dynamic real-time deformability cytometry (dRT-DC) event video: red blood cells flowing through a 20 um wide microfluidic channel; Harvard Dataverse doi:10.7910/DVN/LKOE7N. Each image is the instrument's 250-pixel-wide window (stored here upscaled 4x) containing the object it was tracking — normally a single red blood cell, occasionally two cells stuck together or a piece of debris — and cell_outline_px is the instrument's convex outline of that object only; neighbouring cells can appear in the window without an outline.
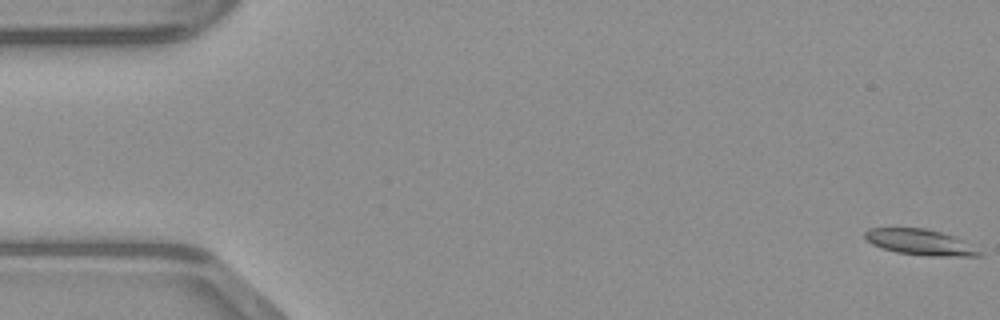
{"species": "common noctule bat (a hibernating species)", "species_latin": "Nyctalus noctula", "temperature_condition": "warm", "stored_images_in_passage": 49, "camera_frame_rate_fps": 3000, "um_per_image_px": 0.085, "animal": {"sex": "male", "body_mass_g": 23.1, "forearm_length_mm": 52.7}, "frame": {"image": 1, "passage_image": 1, "time_ms": 0.0, "image_size_px": [1000, 320], "cell_outline_px": [[984, 256], [928, 256], [896, 252], [872, 244], [864, 236], [864, 232], [868, 228], [924, 228], [940, 232], [964, 240], [984, 252]], "centroid_in_image_um": [78.27, 20.59], "position_along_channel_um": 6.7, "area_um2": 17.22}}
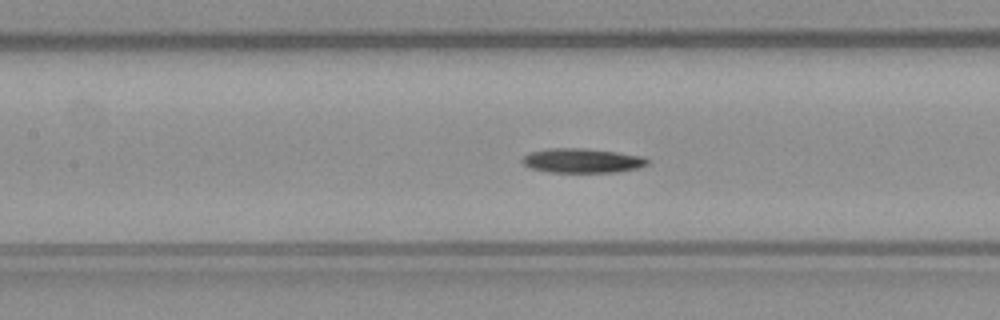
{"frame": {"image": 2, "passage_image": 22, "time_ms": 7.0, "image_size_px": [1000, 320], "cell_outline_px": [[648, 164], [640, 168], [616, 172], [548, 172], [528, 168], [520, 160], [528, 152], [548, 148], [584, 148], [616, 152], [644, 156], [648, 160]], "centroid_in_image_um": [49.46, 13.65], "position_along_channel_um": 157.9, "area_um2": 18.03}}
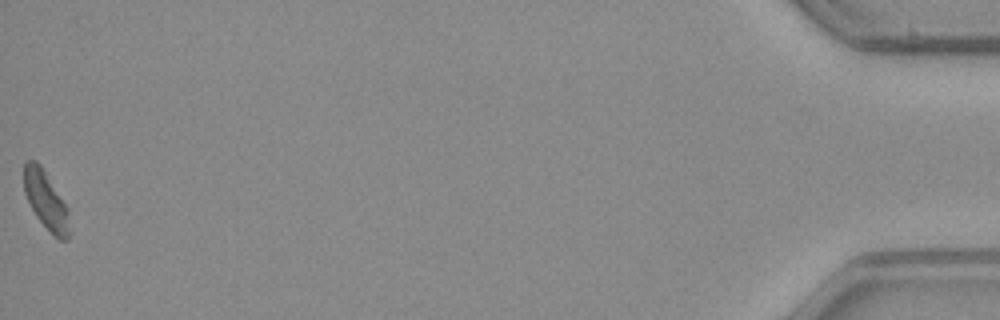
{"frame": {"image": 3, "passage_image": 49, "time_ms": 16.0, "image_size_px": [1000, 320], "cell_outline_px": [[72, 232], [68, 240], [60, 240], [36, 216], [24, 192], [24, 160], [36, 160], [44, 168], [68, 208]], "centroid_in_image_um": [3.94, 17.01], "position_along_channel_um": 431.3, "area_um2": 15.61}}